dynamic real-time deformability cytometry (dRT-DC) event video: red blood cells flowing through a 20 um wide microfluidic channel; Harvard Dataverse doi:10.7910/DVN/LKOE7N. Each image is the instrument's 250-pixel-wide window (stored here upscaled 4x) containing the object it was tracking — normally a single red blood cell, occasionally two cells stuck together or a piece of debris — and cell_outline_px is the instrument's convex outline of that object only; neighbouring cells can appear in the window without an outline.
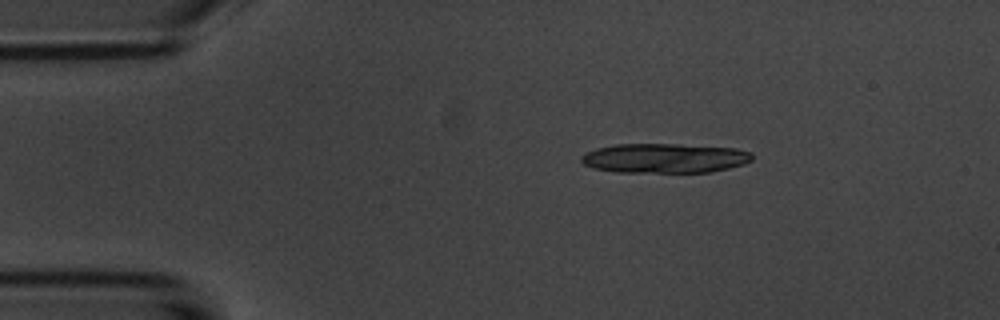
{"species": "common noctule bat (a hibernating species)", "species_latin": "Nyctalus noctula", "temperature_condition": "room temperature", "stored_images_in_passage": 3, "camera_frame_rate_fps": 3000, "um_per_image_px": 0.085, "animal": {"sex": "male", "body_mass_g": 20.1, "forearm_length_mm": 53.5}, "frame": {"image": 1, "passage_image": 1, "time_ms": 0.0, "image_size_px": [1000, 320], "cell_outline_px": [[752, 160], [744, 164], [712, 172], [616, 172], [592, 168], [584, 164], [580, 160], [580, 156], [584, 152], [596, 148], [616, 144], [680, 144], [736, 148], [752, 152]], "centroid_in_image_um": [56.47, 13.44], "position_along_channel_um": 28.5, "area_um2": 29.71}}